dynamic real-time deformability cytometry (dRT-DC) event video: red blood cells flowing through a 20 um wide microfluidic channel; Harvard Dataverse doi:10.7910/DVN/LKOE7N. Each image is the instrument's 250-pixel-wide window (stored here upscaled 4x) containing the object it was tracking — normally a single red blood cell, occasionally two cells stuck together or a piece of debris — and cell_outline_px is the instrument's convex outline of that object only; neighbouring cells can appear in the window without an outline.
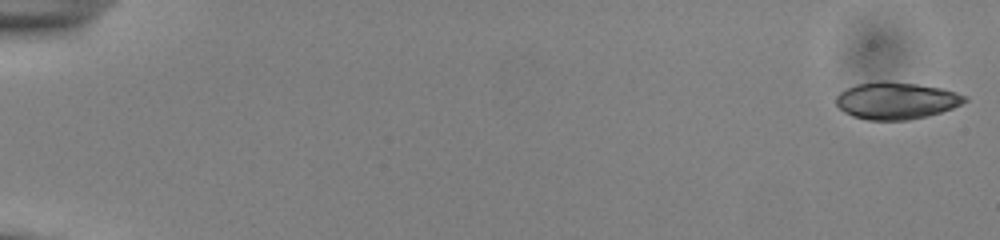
{"species": "common noctule bat (a hibernating species)", "species_latin": "Nyctalus noctula", "temperature_condition": "cold", "stored_images_in_passage": 54, "camera_frame_rate_fps": 3000, "um_per_image_px": 0.085, "animal": {"sex": "male", "body_mass_g": 13.0, "forearm_length_mm": 53.1}, "frame": {"image": 1, "passage_image": 1, "time_ms": 0.0, "image_size_px": [1000, 240], "cell_outline_px": [[968, 100], [952, 108], [928, 116], [908, 120], [864, 120], [852, 116], [844, 112], [836, 104], [836, 96], [840, 92], [856, 84], [880, 80], [888, 80], [916, 84], [940, 88], [956, 92], [968, 96]], "centroid_in_image_um": [76.16, 8.55], "position_along_channel_um": 8.8, "area_um2": 27.92}}
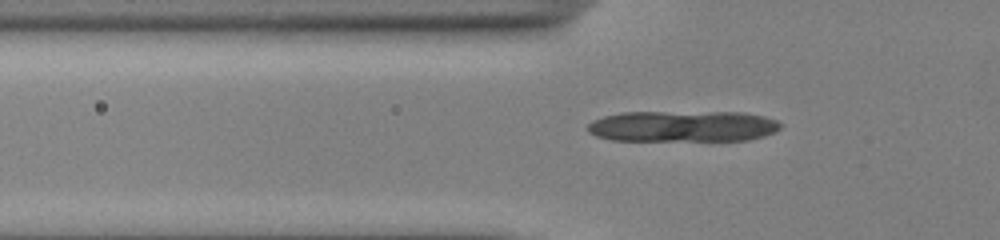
{"frame": {"image": 2, "passage_image": 19, "time_ms": 6.0, "image_size_px": [1000, 240], "cell_outline_px": [[784, 124], [776, 132], [764, 136], [748, 140], [612, 140], [596, 136], [588, 132], [588, 124], [592, 120], [604, 116], [620, 112], [744, 112], [764, 116], [776, 120]], "centroid_in_image_um": [58.06, 10.72], "position_along_channel_um": 67.7, "area_um2": 35.2}}